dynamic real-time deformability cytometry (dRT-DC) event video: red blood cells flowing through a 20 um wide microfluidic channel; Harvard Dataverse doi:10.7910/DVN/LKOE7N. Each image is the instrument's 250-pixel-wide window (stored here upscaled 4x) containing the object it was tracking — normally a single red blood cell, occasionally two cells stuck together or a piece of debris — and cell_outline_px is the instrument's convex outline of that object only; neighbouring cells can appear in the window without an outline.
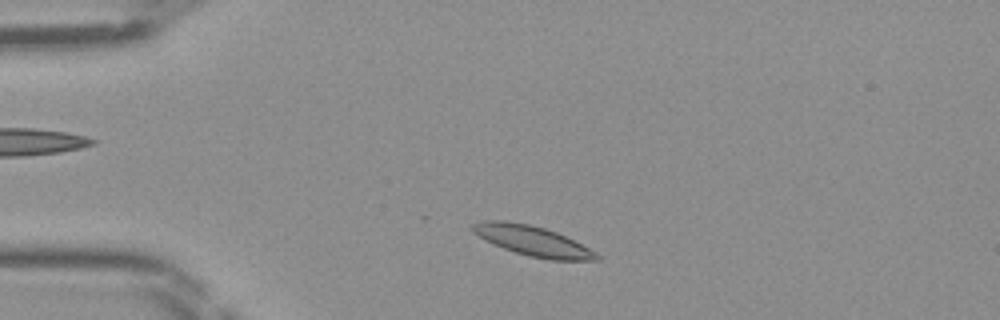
{"species": "Egyptian fruit bat (a non-hibernating species)", "species_latin": "Rousettus aegyptiacus", "temperature_condition": "room temperature", "stored_images_in_passage": 41, "camera_frame_rate_fps": 3000, "um_per_image_px": 0.085, "frame": {"image": 1, "passage_image": 4, "time_ms": 1.0, "image_size_px": [1000, 320], "cell_outline_px": [[600, 260], [548, 260], [528, 256], [492, 244], [484, 240], [472, 232], [468, 228], [468, 224], [484, 220], [504, 220], [528, 224], [544, 228], [556, 232], [596, 252], [600, 256]], "centroid_in_image_um": [45.18, 20.46], "position_along_channel_um": 39.8, "area_um2": 21.79}}
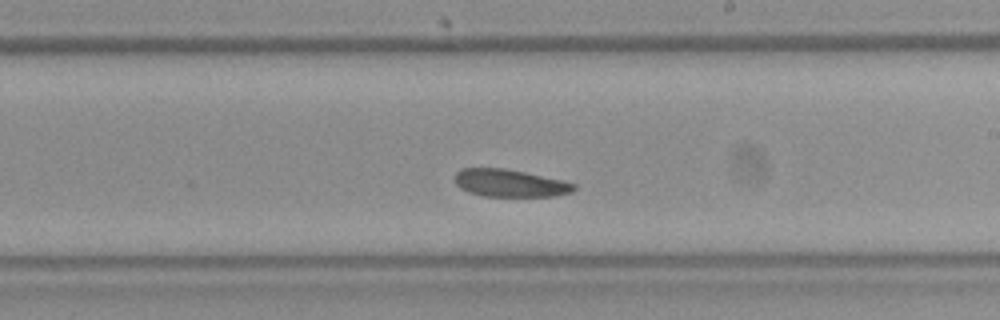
{"frame": {"image": 2, "passage_image": 21, "time_ms": 6.667, "image_size_px": [1000, 320], "cell_outline_px": [[576, 188], [572, 192], [552, 196], [484, 196], [468, 192], [460, 188], [456, 184], [456, 172], [460, 168], [504, 168], [564, 180], [576, 184]], "centroid_in_image_um": [43.35, 15.56], "position_along_channel_um": 245.7, "area_um2": 19.07}}
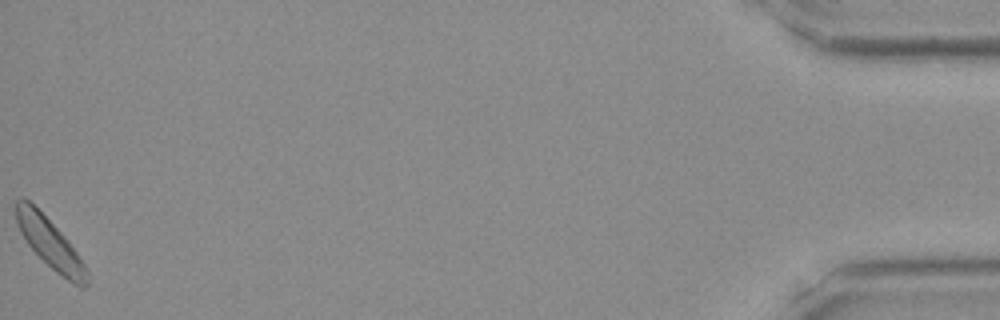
{"frame": {"image": 3, "passage_image": 41, "time_ms": 13.333, "image_size_px": [1000, 320], "cell_outline_px": [[88, 284], [84, 288], [80, 288], [56, 272], [28, 244], [20, 232], [16, 220], [16, 200], [28, 200], [68, 240], [88, 268]], "centroid_in_image_um": [4.3, 20.75], "position_along_channel_um": 430.9, "area_um2": 20.0}}